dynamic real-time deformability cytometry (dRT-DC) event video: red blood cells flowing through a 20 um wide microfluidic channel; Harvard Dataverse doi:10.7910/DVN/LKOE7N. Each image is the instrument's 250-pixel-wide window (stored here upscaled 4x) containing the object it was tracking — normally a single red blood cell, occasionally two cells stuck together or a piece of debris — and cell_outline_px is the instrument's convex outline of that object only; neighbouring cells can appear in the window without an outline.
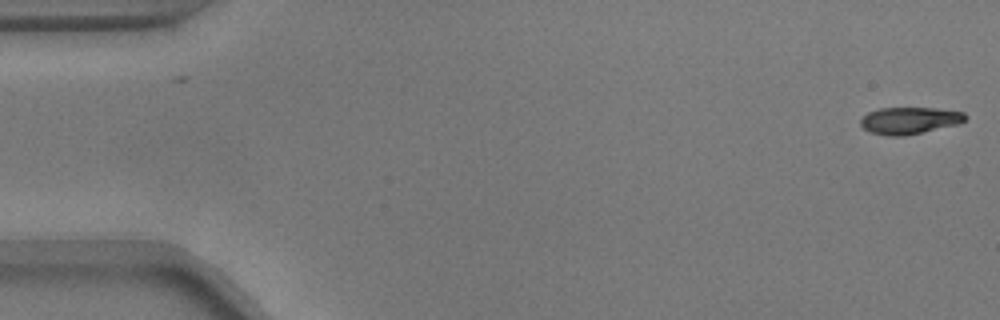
{"species": "common noctule bat (a hibernating species)", "species_latin": "Nyctalus noctula", "temperature_condition": "warm", "stored_images_in_passage": 53, "camera_frame_rate_fps": 3000, "um_per_image_px": 0.085, "animal": {"sex": "male", "body_mass_g": 17.9}, "frame": {"image": 1, "passage_image": 1, "time_ms": 0.0, "image_size_px": [1000, 320], "cell_outline_px": [[968, 116], [960, 124], [904, 136], [888, 136], [872, 132], [864, 128], [860, 124], [860, 120], [868, 112], [880, 108], [936, 108], [964, 112]], "centroid_in_image_um": [77.34, 10.24], "position_along_channel_um": 7.7, "area_um2": 16.42}}
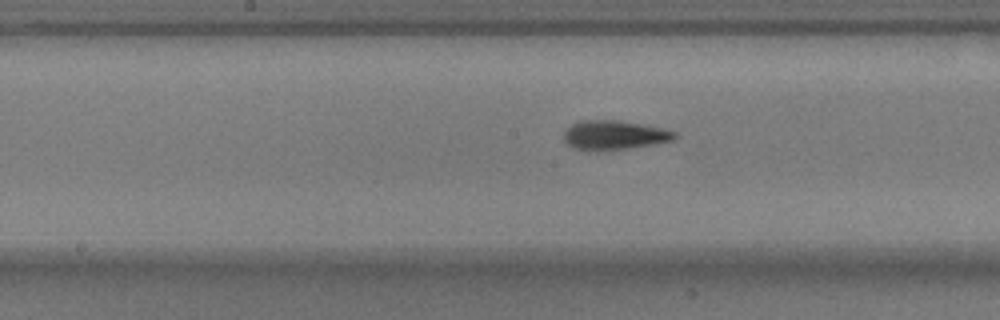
{"frame": {"image": 2, "passage_image": 27, "time_ms": 8.667, "image_size_px": [1000, 320], "cell_outline_px": [[676, 136], [672, 140], [652, 144], [628, 148], [596, 152], [588, 152], [572, 148], [564, 140], [564, 132], [572, 124], [580, 120], [620, 120], [660, 128], [676, 132]], "centroid_in_image_um": [52.13, 11.5], "position_along_channel_um": 196.1, "area_um2": 18.96}}
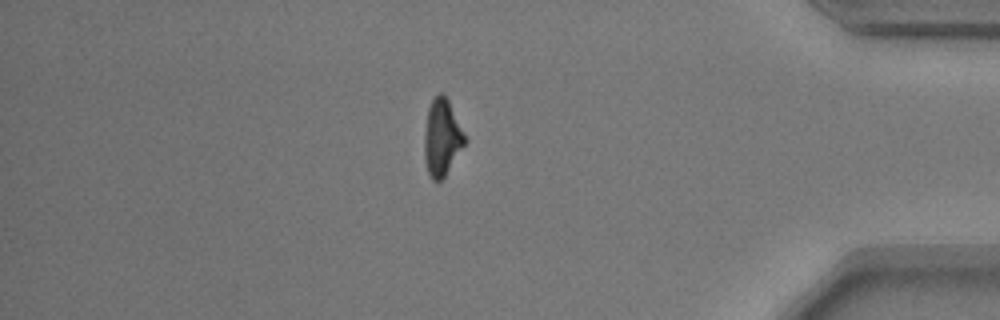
{"frame": {"image": 3, "passage_image": 46, "time_ms": 15.0, "image_size_px": [1000, 320], "cell_outline_px": [[468, 140], [444, 176], [440, 180], [432, 180], [428, 172], [424, 160], [424, 136], [428, 108], [432, 100], [440, 92], [444, 92]], "centroid_in_image_um": [37.57, 11.68], "position_along_channel_um": 397.6, "area_um2": 17.98}, "authors_computed_cell_mechanics": {"area_um2": 17.9758, "velocity_mm_per_s": 3.7361, "shape_relaxation_time_tau1_ms": 2.1907, "shape_relaxation_time_tau2_ms": 2.5391, "deformation_change_tau1": 0.1421, "deformation_change_tau2": 0.1057}}